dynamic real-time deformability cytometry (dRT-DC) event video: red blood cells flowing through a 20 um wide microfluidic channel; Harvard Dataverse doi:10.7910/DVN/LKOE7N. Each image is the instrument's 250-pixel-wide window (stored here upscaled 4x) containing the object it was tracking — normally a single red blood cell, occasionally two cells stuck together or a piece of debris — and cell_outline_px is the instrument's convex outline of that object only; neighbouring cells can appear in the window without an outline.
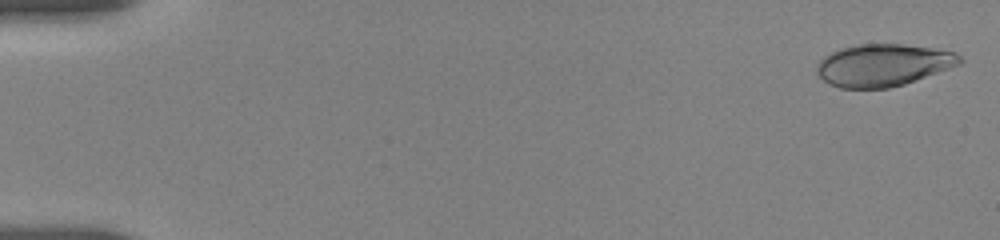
{"species": "human", "species_latin": "Homo sapiens", "temperature_condition": "room temperature", "stored_images_in_passage": 9, "camera_frame_rate_fps": 3000, "um_per_image_px": 0.085, "donor": {"sex": "female"}, "frame": {"image": 1, "passage_image": 2, "time_ms": 0.333, "image_size_px": [1000, 240], "cell_outline_px": [[964, 60], [960, 64], [904, 84], [888, 88], [840, 88], [828, 84], [816, 72], [816, 64], [828, 52], [840, 48], [856, 44], [904, 44], [932, 48], [952, 52], [960, 56]], "centroid_in_image_um": [75.01, 5.53], "position_along_channel_um": 10.0, "area_um2": 35.14}}